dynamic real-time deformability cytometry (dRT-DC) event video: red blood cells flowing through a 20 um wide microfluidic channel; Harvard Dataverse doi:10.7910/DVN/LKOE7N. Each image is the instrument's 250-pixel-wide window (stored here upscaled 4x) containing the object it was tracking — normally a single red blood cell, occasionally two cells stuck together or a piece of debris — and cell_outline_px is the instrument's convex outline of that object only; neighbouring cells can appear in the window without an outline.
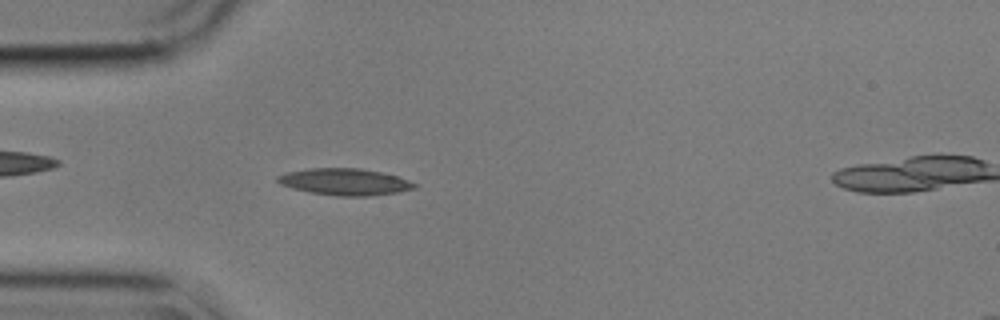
{"species": "common noctule bat (a hibernating species)", "species_latin": "Nyctalus noctula", "temperature_condition": "cold", "stored_images_in_passage": 55, "camera_frame_rate_fps": 3000, "um_per_image_px": 0.085, "animal": {"sex": "male", "body_mass_g": 17.9}, "frame": {"image": 1, "passage_image": 15, "time_ms": 4.667, "image_size_px": [1000, 320], "cell_outline_px": [[420, 184], [416, 188], [400, 192], [368, 196], [340, 196], [312, 192], [292, 188], [280, 184], [276, 180], [276, 176], [284, 172], [308, 168], [360, 168], [380, 172], [396, 176]], "centroid_in_image_um": [29.31, 15.45], "position_along_channel_um": 55.7, "area_um2": 21.39}}
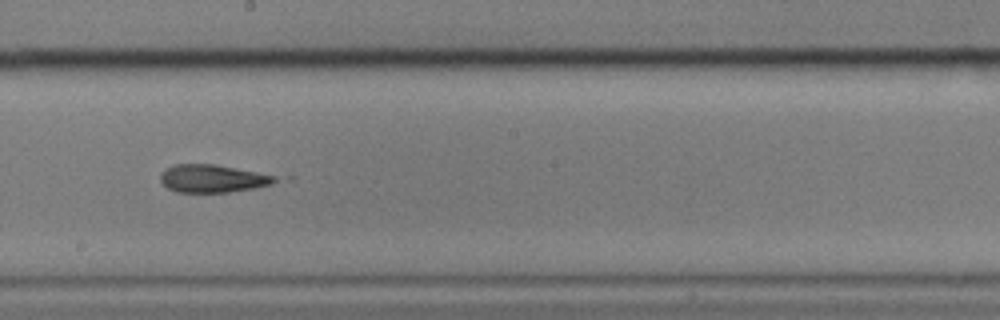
{"frame": {"image": 2, "passage_image": 30, "time_ms": 9.667, "image_size_px": [1000, 320], "cell_outline_px": [[280, 180], [272, 184], [256, 188], [228, 192], [176, 192], [168, 188], [160, 180], [160, 172], [164, 168], [172, 164], [216, 164], [276, 176]], "centroid_in_image_um": [18.05, 15.17], "position_along_channel_um": 230.2, "area_um2": 18.73}}
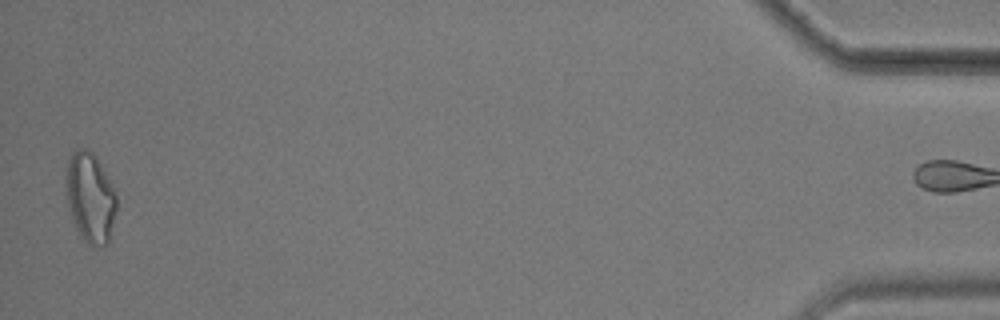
{"frame": {"image": 3, "passage_image": 54, "time_ms": 17.667, "image_size_px": [1000, 320], "cell_outline_px": [[116, 208], [108, 244], [88, 244], [80, 236], [72, 220], [68, 204], [64, 184], [68, 156], [76, 148], [84, 148], [92, 152], [96, 156], [116, 188]], "centroid_in_image_um": [7.65, 16.72], "position_along_channel_um": 427.5, "area_um2": 26.88}, "authors_computed_cell_mechanics": {"area_um2": 19.5942, "velocity_mm_per_s": 3.5835, "shape_relaxation_time_tau1_ms": null, "shape_relaxation_time_tau2_ms": 4.8025, "deformation_change_tau1": null, "deformation_change_tau2": 0.1528}}